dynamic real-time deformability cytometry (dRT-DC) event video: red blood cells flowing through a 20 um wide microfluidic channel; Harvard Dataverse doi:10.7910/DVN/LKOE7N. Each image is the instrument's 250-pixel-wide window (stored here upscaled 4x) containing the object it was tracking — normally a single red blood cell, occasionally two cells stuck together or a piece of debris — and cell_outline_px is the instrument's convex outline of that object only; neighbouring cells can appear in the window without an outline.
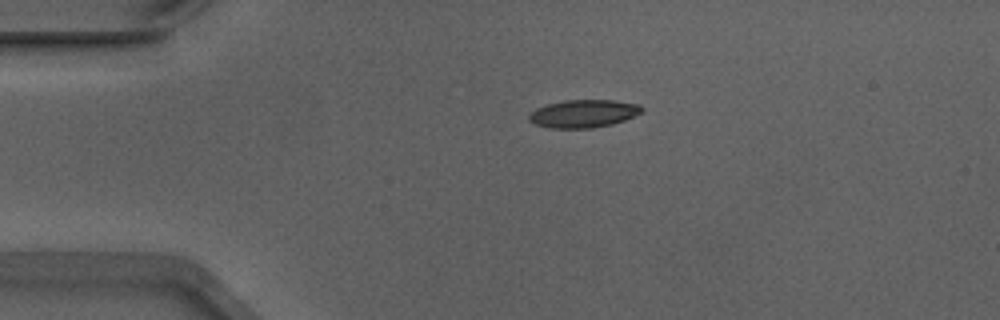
{"species": "Egyptian fruit bat (a non-hibernating species)", "species_latin": "Rousettus aegyptiacus", "temperature_condition": "warm", "stored_images_in_passage": 42, "camera_frame_rate_fps": 3000, "um_per_image_px": 0.085, "animal": {"sex": "male"}, "frame": {"image": 1, "passage_image": 1, "time_ms": 0.0, "image_size_px": [1000, 320], "cell_outline_px": [[644, 108], [640, 112], [624, 120], [612, 124], [592, 128], [548, 128], [536, 124], [528, 120], [528, 116], [536, 108], [548, 104], [564, 100], [612, 100], [640, 104]], "centroid_in_image_um": [49.58, 9.65], "position_along_channel_um": 35.4, "area_um2": 18.21}}
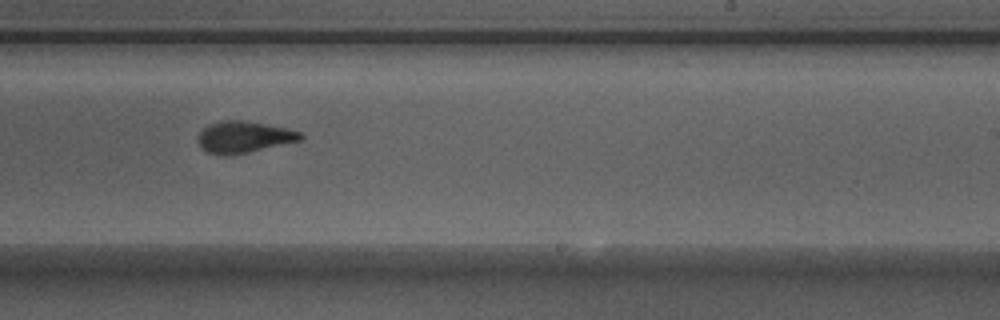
{"frame": {"image": 2, "passage_image": 22, "time_ms": 7.0, "image_size_px": [1000, 320], "cell_outline_px": [[304, 136], [300, 140], [248, 152], [208, 152], [200, 148], [196, 140], [200, 132], [208, 124], [220, 120], [240, 120], [264, 124], [284, 128], [300, 132]], "centroid_in_image_um": [20.69, 11.6], "position_along_channel_um": 268.3, "area_um2": 18.09}}
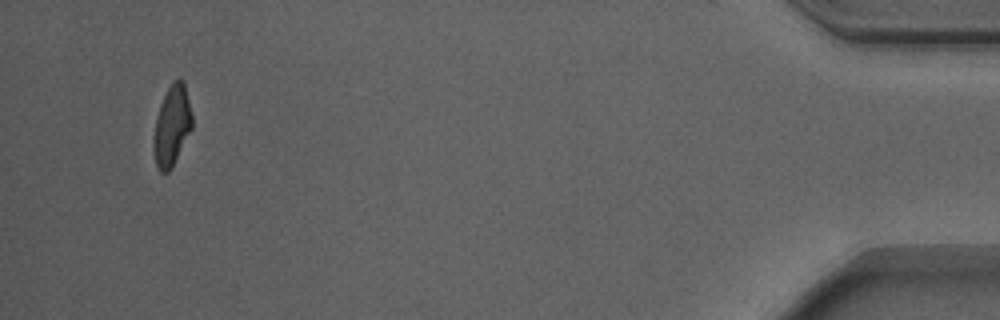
{"frame": {"image": 3, "passage_image": 40, "time_ms": 13.0, "image_size_px": [1000, 320], "cell_outline_px": [[192, 128], [172, 168], [168, 172], [160, 172], [156, 164], [152, 148], [152, 144], [156, 120], [160, 104], [168, 88], [176, 80], [184, 80], [192, 116]], "centroid_in_image_um": [14.6, 10.73], "position_along_channel_um": 420.6, "area_um2": 17.86}, "authors_computed_cell_mechanics": {"area_um2": 18.7561, "velocity_mm_per_s": 3.8972, "shape_relaxation_time_tau1_ms": 6.6251, "shape_relaxation_time_tau2_ms": 2.003, "deformation_change_tau1": 0.2006, "deformation_change_tau2": 0.0842}}